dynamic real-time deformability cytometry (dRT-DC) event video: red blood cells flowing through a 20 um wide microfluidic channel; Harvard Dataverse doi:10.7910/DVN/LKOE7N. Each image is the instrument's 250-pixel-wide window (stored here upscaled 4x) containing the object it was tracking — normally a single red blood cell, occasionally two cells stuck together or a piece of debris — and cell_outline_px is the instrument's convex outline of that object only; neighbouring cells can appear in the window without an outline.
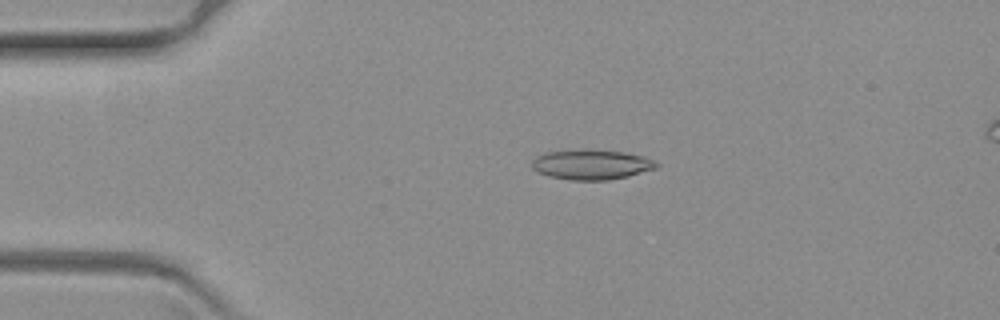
{"species": "common noctule bat (a hibernating species)", "species_latin": "Nyctalus noctula", "temperature_condition": "warm", "stored_images_in_passage": 65, "camera_frame_rate_fps": 3000, "um_per_image_px": 0.085, "animal": {"sex": "female", "body_mass_g": 19.3, "forearm_length_mm": 54.1}, "frame": {"image": 1, "passage_image": 14, "time_ms": 4.333, "image_size_px": [1000, 320], "cell_outline_px": [[660, 164], [656, 168], [628, 176], [608, 180], [568, 180], [548, 176], [532, 168], [532, 160], [536, 156], [544, 152], [624, 152], [644, 156], [656, 160]], "centroid_in_image_um": [50.31, 14.03], "position_along_channel_um": 34.7, "area_um2": 20.98}}
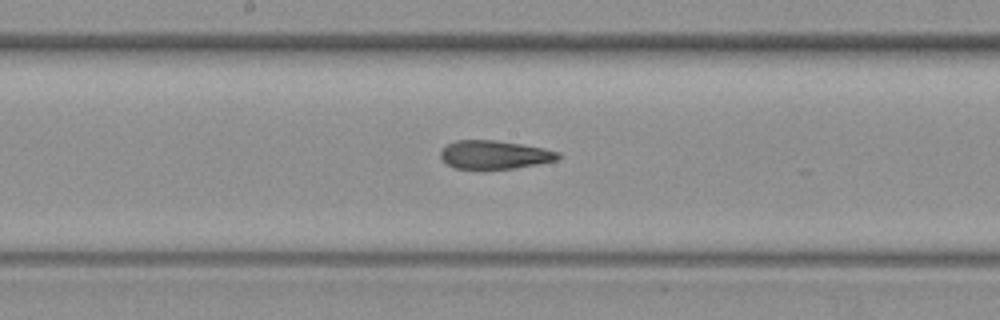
{"frame": {"image": 2, "passage_image": 34, "time_ms": 11.0, "image_size_px": [1000, 320], "cell_outline_px": [[560, 156], [556, 160], [516, 168], [452, 168], [440, 156], [440, 152], [448, 144], [456, 140], [496, 140], [544, 148], [560, 152]], "centroid_in_image_um": [42.04, 13.14], "position_along_channel_um": 206.2, "area_um2": 19.19}}
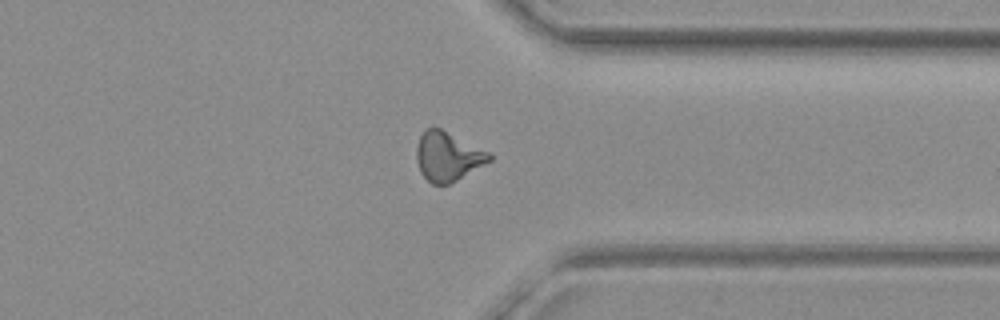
{"frame": {"image": 3, "passage_image": 50, "time_ms": 16.333, "image_size_px": [1000, 320], "cell_outline_px": [[492, 160], [456, 180], [448, 184], [432, 184], [420, 172], [416, 160], [416, 148], [420, 136], [424, 128], [440, 128], [488, 152], [492, 156]], "centroid_in_image_um": [38.02, 13.29], "position_along_channel_um": 373.4, "area_um2": 20.52}}